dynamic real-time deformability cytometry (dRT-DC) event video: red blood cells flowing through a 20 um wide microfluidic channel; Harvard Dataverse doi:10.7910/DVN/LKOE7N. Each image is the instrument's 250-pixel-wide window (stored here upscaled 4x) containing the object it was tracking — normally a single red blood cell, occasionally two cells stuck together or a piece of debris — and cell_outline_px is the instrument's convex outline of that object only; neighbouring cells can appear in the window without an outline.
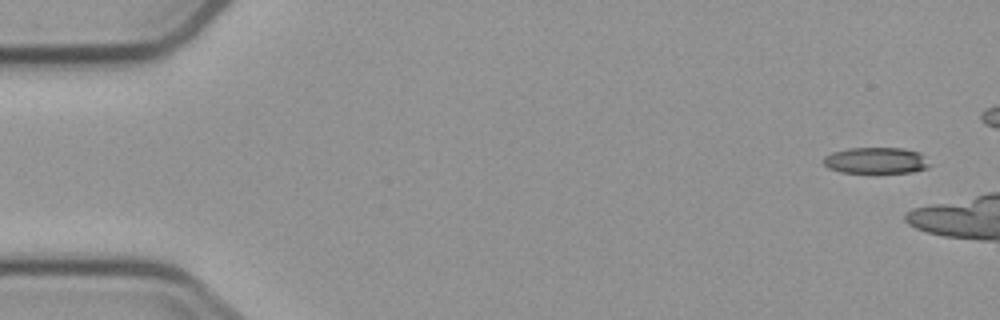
{"species": "common noctule bat (a hibernating species)", "species_latin": "Nyctalus noctula", "temperature_condition": "cold", "stored_images_in_passage": 4, "camera_frame_rate_fps": 3000, "um_per_image_px": 0.085, "animal": {"sex": "male", "body_mass_g": 23.1, "forearm_length_mm": 52.7}, "frame": {"image": 1, "passage_image": 1, "time_ms": 0.0, "image_size_px": [1000, 320], "cell_outline_px": [[932, 164], [928, 168], [912, 172], [840, 172], [828, 168], [824, 164], [824, 156], [832, 152], [848, 148], [904, 148], [920, 152]], "centroid_in_image_um": [74.49, 13.63], "position_along_channel_um": 10.5, "area_um2": 16.3}}